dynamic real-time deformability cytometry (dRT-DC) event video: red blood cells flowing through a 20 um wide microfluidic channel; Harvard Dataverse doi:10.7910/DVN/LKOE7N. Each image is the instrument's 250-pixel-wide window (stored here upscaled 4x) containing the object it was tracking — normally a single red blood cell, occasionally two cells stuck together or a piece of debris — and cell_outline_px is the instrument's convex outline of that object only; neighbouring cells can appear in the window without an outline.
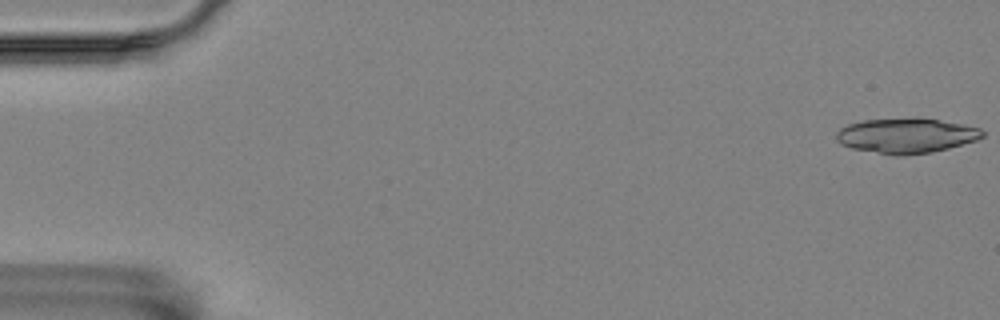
{"species": "Egyptian fruit bat (a non-hibernating species)", "species_latin": "Rousettus aegyptiacus", "temperature_condition": "room temperature", "stored_images_in_passage": 2, "camera_frame_rate_fps": 3000, "um_per_image_px": 0.085, "animal": {"sex": "female"}, "frame": {"image": 1, "passage_image": 1, "time_ms": 0.0, "image_size_px": [1000, 320], "cell_outline_px": [[984, 136], [976, 140], [948, 148], [932, 152], [904, 156], [892, 156], [852, 148], [840, 144], [836, 140], [836, 132], [840, 128], [848, 124], [864, 120], [916, 116], [964, 124], [980, 128], [984, 132]], "centroid_in_image_um": [77.01, 11.51], "position_along_channel_um": 8.0, "area_um2": 30.4}}